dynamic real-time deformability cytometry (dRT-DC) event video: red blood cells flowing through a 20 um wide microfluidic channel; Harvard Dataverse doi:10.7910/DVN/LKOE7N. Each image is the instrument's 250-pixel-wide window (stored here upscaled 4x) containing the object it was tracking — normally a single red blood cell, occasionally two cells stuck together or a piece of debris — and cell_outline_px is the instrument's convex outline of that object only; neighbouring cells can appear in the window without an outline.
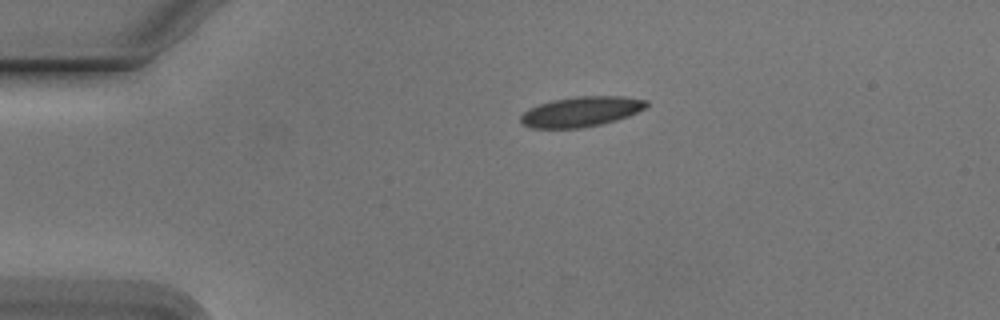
{"species": "Egyptian fruit bat (a non-hibernating species)", "species_latin": "Rousettus aegyptiacus", "temperature_condition": "cold", "stored_images_in_passage": 43, "camera_frame_rate_fps": 3000, "um_per_image_px": 0.085, "animal": {"sex": "male"}, "frame": {"image": 1, "passage_image": 1, "time_ms": 0.0, "image_size_px": [1000, 320], "cell_outline_px": [[648, 104], [644, 108], [628, 116], [616, 120], [584, 128], [532, 128], [524, 124], [520, 120], [520, 116], [524, 112], [540, 104], [556, 100], [580, 96], [620, 96], [648, 100]], "centroid_in_image_um": [49.42, 9.5], "position_along_channel_um": 35.6, "area_um2": 21.68}}
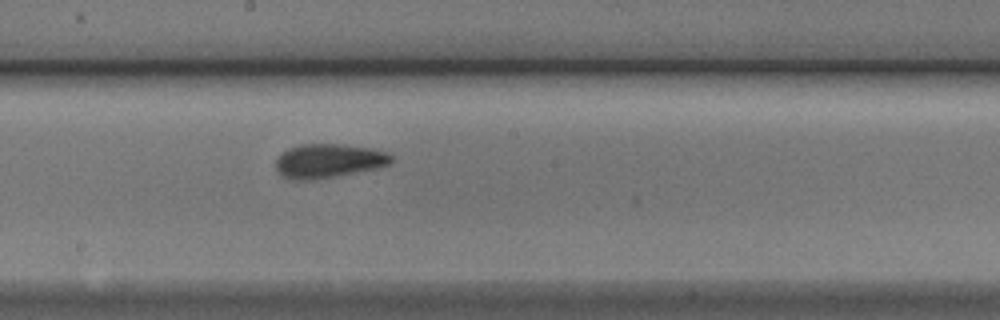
{"frame": {"image": 2, "passage_image": 19, "time_ms": 6.0, "image_size_px": [1000, 320], "cell_outline_px": [[392, 160], [388, 164], [376, 168], [312, 180], [292, 180], [284, 176], [276, 168], [276, 160], [288, 148], [300, 144], [344, 144], [368, 148], [384, 152], [392, 156]], "centroid_in_image_um": [27.89, 13.66], "position_along_channel_um": 220.3, "area_um2": 22.43}}
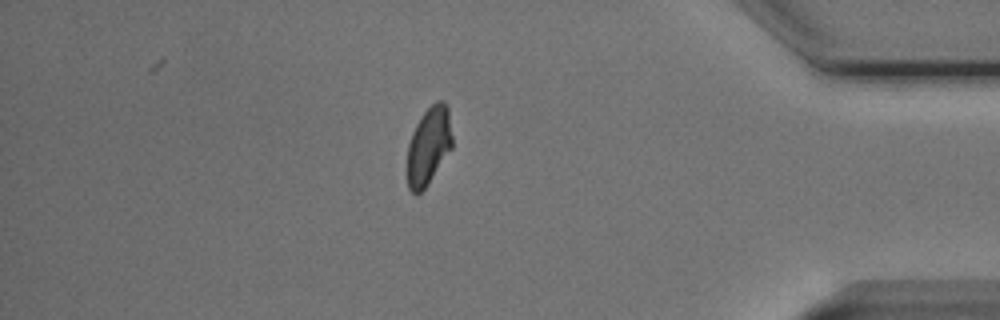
{"frame": {"image": 3, "passage_image": 36, "time_ms": 11.667, "image_size_px": [1000, 320], "cell_outline_px": [[452, 148], [428, 184], [416, 196], [408, 188], [408, 144], [412, 132], [416, 124], [424, 112], [436, 100], [444, 100], [448, 108], [452, 136]], "centroid_in_image_um": [36.45, 12.39], "position_along_channel_um": 398.8, "area_um2": 20.35}, "authors_computed_cell_mechanics": {"area_um2": 21.7906, "velocity_mm_per_s": 3.774, "shape_relaxation_time_tau1_ms": 2.7093, "shape_relaxation_time_tau2_ms": 0.6482, "deformation_change_tau1": 0.0973, "deformation_change_tau2": 0.0494}}